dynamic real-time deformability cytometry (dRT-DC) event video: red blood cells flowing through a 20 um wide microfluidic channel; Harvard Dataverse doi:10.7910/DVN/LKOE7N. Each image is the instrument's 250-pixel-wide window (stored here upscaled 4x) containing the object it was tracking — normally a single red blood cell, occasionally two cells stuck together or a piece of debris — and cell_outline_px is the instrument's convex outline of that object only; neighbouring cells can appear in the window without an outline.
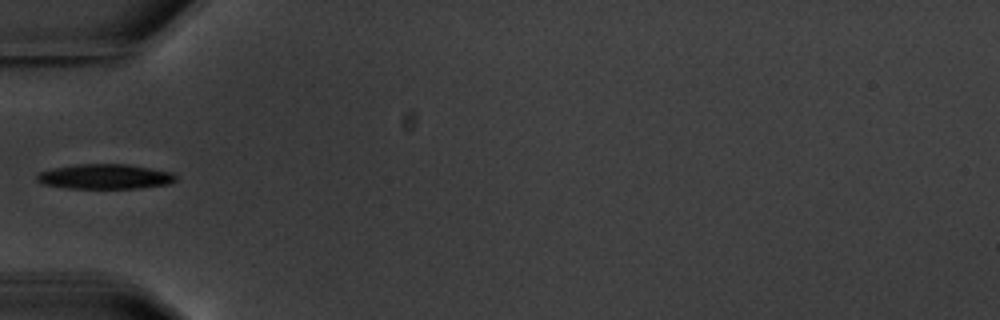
{"species": "common noctule bat (a hibernating species)", "species_latin": "Nyctalus noctula", "temperature_condition": "warm", "stored_images_in_passage": 1, "camera_frame_rate_fps": 3000, "um_per_image_px": 0.085, "animal": {"sex": "male", "body_mass_g": 20.1, "forearm_length_mm": 53.5}, "frame": {"image": 1, "passage_image": 1, "time_ms": 0.0, "image_size_px": [1000, 320], "cell_outline_px": [[176, 180], [168, 184], [136, 188], [68, 188], [44, 184], [36, 180], [36, 176], [40, 172], [52, 168], [76, 164], [128, 164], [172, 172], [176, 176]], "centroid_in_image_um": [8.91, 15.0], "position_along_channel_um": 76.1, "area_um2": 20.06}}